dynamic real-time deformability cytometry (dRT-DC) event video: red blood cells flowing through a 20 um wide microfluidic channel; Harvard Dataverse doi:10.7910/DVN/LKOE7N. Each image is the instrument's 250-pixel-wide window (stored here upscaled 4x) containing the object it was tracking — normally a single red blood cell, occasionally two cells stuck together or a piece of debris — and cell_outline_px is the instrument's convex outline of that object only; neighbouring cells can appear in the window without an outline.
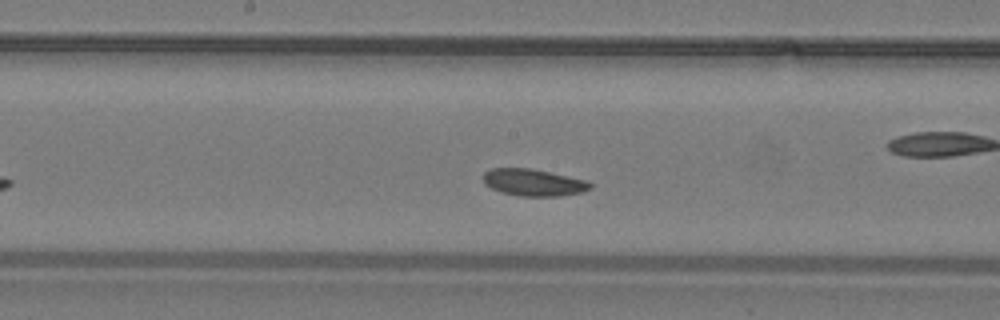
{"species": "common noctule bat (a hibernating species)", "species_latin": "Nyctalus noctula", "temperature_condition": "warm", "stored_images_in_passage": 27, "camera_frame_rate_fps": 3000, "um_per_image_px": 0.085, "animal": {"sex": "male", "body_mass_g": 19.2, "forearm_length_mm": 51.8}, "frame": {"image": 1, "passage_image": 12, "time_ms": 3.667, "image_size_px": [1000, 320], "cell_outline_px": [[592, 188], [580, 192], [560, 196], [520, 196], [500, 192], [484, 184], [484, 172], [492, 168], [532, 168], [588, 180], [592, 184]], "centroid_in_image_um": [45.36, 15.5], "position_along_channel_um": 202.8, "area_um2": 16.88}}